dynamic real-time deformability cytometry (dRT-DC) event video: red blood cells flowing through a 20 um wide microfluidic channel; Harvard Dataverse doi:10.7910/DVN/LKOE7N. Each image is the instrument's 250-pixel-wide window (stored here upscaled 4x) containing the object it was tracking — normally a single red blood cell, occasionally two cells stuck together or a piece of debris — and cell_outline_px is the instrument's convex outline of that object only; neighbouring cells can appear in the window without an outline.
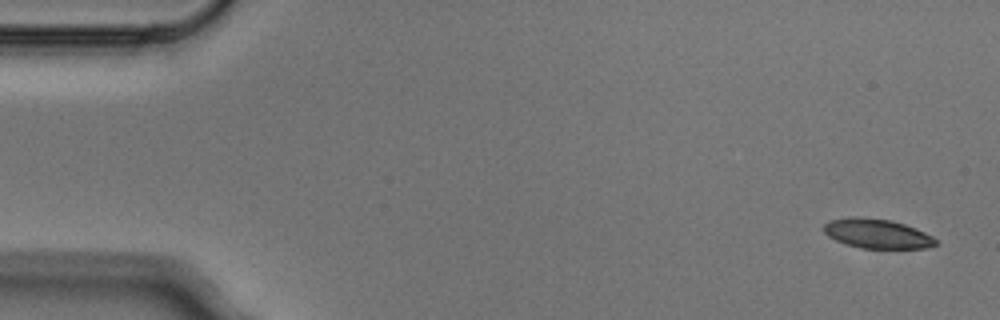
{"species": "Egyptian fruit bat (a non-hibernating species)", "species_latin": "Rousettus aegyptiacus", "temperature_condition": "cold", "stored_images_in_passage": 4, "camera_frame_rate_fps": 3000, "um_per_image_px": 0.085, "animal": {"sex": "male"}, "frame": {"image": 1, "passage_image": 1, "time_ms": 0.0, "image_size_px": [1000, 320], "cell_outline_px": [[936, 244], [928, 248], [860, 248], [844, 244], [828, 236], [824, 232], [824, 224], [828, 220], [852, 216], [860, 216], [892, 220], [916, 228], [932, 236], [936, 240]], "centroid_in_image_um": [74.52, 19.84], "position_along_channel_um": 10.5, "area_um2": 19.36}}
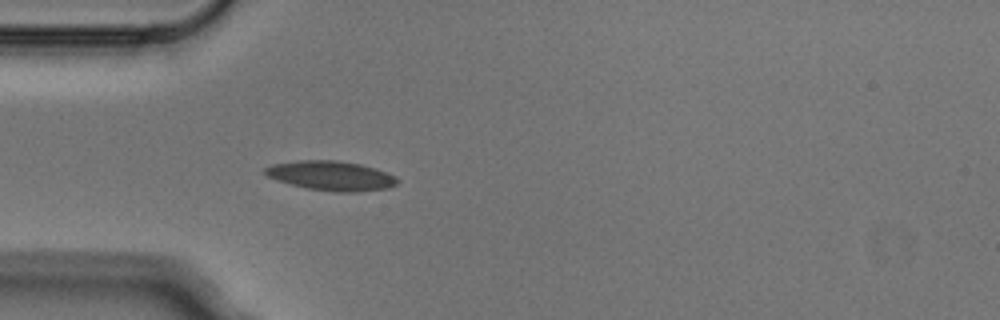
{"frame": {"image": 2, "passage_image": 4, "time_ms": 1.0, "image_size_px": [1000, 320], "cell_outline_px": [[400, 180], [396, 184], [388, 188], [356, 192], [336, 192], [308, 188], [292, 184], [268, 176], [264, 172], [264, 168], [272, 164], [300, 160], [336, 160], [360, 164], [376, 168], [396, 176]], "centroid_in_image_um": [28.2, 14.93], "position_along_channel_um": 56.8, "area_um2": 22.6}}